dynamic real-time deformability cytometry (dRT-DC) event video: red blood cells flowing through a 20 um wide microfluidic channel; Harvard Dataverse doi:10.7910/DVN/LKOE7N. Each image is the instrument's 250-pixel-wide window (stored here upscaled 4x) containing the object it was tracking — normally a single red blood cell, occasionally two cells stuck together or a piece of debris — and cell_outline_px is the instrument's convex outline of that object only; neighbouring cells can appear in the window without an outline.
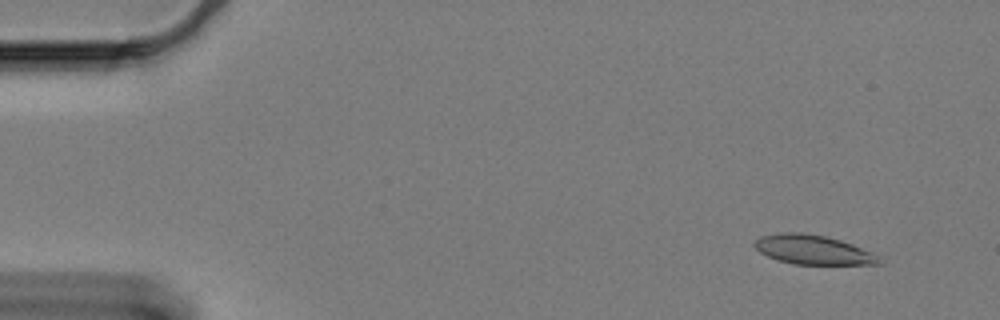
{"species": "Egyptian fruit bat (a non-hibernating species)", "species_latin": "Rousettus aegyptiacus", "temperature_condition": "cold", "stored_images_in_passage": 14, "camera_frame_rate_fps": 3000, "um_per_image_px": 0.085, "animal": {"sex": "female"}, "frame": {"image": 1, "passage_image": 2, "time_ms": 0.333, "image_size_px": [1000, 320], "cell_outline_px": [[884, 264], [792, 264], [776, 260], [760, 252], [752, 244], [752, 240], [760, 236], [780, 232], [804, 232], [824, 236], [840, 240], [852, 244], [876, 256]], "centroid_in_image_um": [69.0, 21.22], "position_along_channel_um": 16.0, "area_um2": 21.21}}
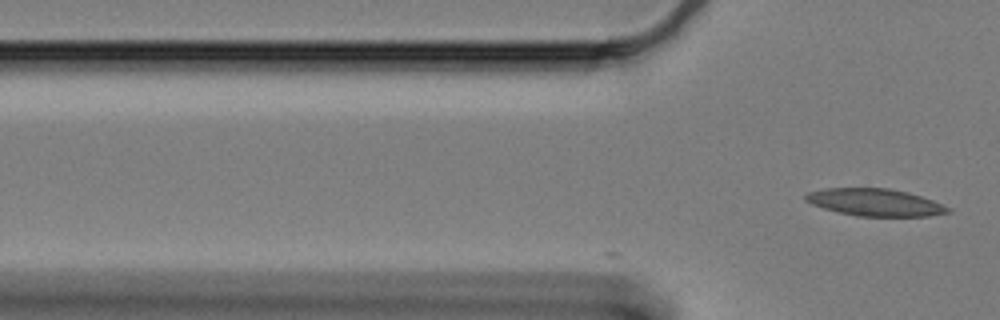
{"frame": {"image": 2, "passage_image": 14, "time_ms": 4.333, "image_size_px": [1000, 320], "cell_outline_px": [[952, 212], [928, 216], [856, 216], [824, 208], [812, 204], [804, 200], [804, 196], [808, 192], [824, 188], [888, 188], [908, 192], [932, 200], [952, 208]], "centroid_in_image_um": [74.39, 17.2], "position_along_channel_um": 51.4, "area_um2": 22.6}}